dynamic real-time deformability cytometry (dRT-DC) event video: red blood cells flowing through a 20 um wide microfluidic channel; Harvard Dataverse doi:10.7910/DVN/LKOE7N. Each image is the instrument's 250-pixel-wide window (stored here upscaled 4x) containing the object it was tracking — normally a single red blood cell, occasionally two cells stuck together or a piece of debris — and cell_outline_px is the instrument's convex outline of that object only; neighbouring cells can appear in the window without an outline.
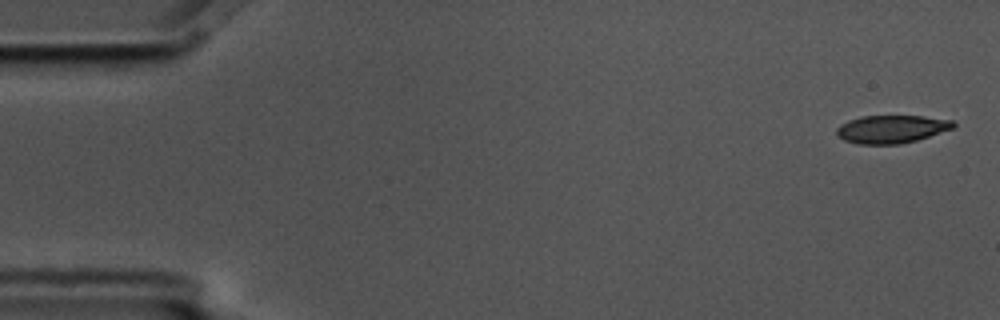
{"species": "common noctule bat (a hibernating species)", "species_latin": "Nyctalus noctula", "temperature_condition": "cold", "stored_images_in_passage": 5, "camera_frame_rate_fps": 3000, "um_per_image_px": 0.085, "animal": {"sex": "male", "body_mass_g": 17.5, "forearm_length_mm": 52.3}, "frame": {"image": 1, "passage_image": 1, "time_ms": 0.0, "image_size_px": [1000, 320], "cell_outline_px": [[956, 124], [952, 128], [916, 140], [900, 144], [860, 144], [844, 140], [836, 136], [836, 128], [840, 124], [848, 120], [860, 116], [924, 116], [952, 120]], "centroid_in_image_um": [75.72, 10.97], "position_along_channel_um": 9.3, "area_um2": 18.96}}
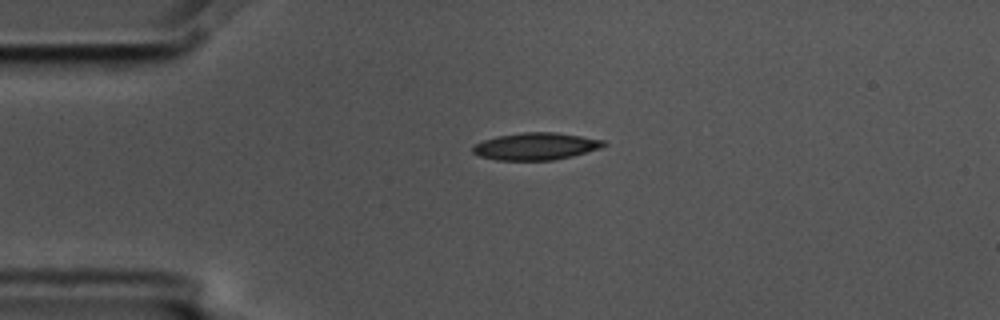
{"frame": {"image": 2, "passage_image": 4, "time_ms": 1.0, "image_size_px": [1000, 320], "cell_outline_px": [[608, 144], [600, 148], [572, 156], [552, 160], [496, 160], [480, 156], [472, 152], [472, 148], [476, 144], [484, 140], [496, 136], [524, 132], [552, 132], [580, 136], [604, 140]], "centroid_in_image_um": [45.54, 12.44], "position_along_channel_um": 39.5, "area_um2": 20.58}}